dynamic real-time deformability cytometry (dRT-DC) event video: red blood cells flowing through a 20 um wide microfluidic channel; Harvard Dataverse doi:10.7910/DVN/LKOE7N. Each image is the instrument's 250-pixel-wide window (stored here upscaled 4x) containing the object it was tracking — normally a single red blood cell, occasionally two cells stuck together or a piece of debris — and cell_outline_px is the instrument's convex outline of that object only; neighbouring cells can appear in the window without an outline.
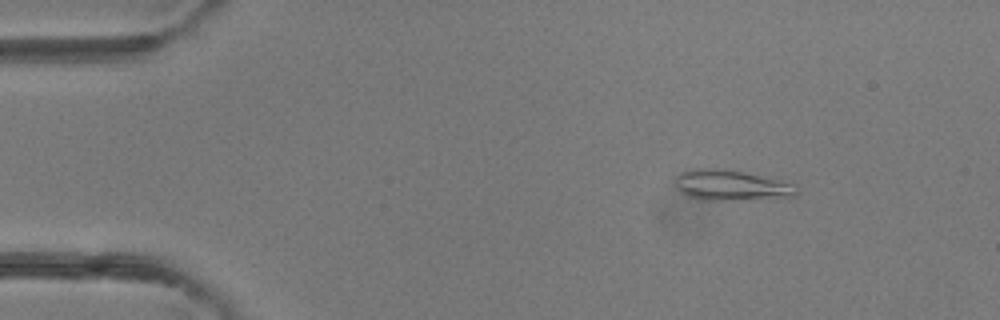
{"species": "common noctule bat (a hibernating species)", "species_latin": "Nyctalus noctula", "temperature_condition": "room temperature", "stored_images_in_passage": 3, "camera_frame_rate_fps": 3000, "um_per_image_px": 0.085, "animal": {"sex": "female"}, "frame": {"image": 1, "passage_image": 1, "time_ms": 0.0, "image_size_px": [1000, 320], "cell_outline_px": [[800, 192], [796, 196], [716, 200], [704, 200], [688, 196], [676, 184], [676, 176], [680, 172], [692, 168], [724, 168], [776, 180], [792, 184]], "centroid_in_image_um": [62.09, 15.73], "position_along_channel_um": 22.9, "area_um2": 20.87}}